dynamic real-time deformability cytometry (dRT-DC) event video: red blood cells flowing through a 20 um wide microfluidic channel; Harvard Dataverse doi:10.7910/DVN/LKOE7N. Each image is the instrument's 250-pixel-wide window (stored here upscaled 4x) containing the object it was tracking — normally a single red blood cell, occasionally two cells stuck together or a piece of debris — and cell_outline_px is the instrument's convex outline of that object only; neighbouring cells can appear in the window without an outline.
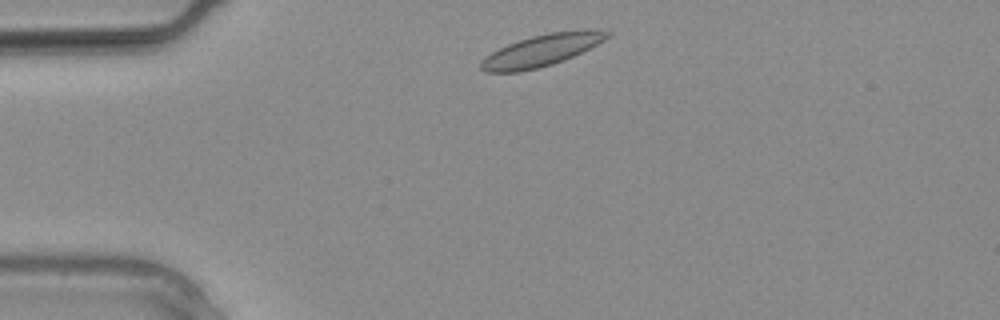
{"species": "common noctule bat (a hibernating species)", "species_latin": "Nyctalus noctula", "temperature_condition": "warm", "stored_images_in_passage": 3, "camera_frame_rate_fps": 3000, "um_per_image_px": 0.085, "animal": {"sex": "male", "body_mass_g": 20.4}, "frame": {"image": 1, "passage_image": 1, "time_ms": 0.0, "image_size_px": [1000, 320], "cell_outline_px": [[612, 32], [604, 40], [564, 60], [552, 64], [520, 72], [484, 72], [480, 68], [480, 60], [484, 56], [508, 44], [532, 36], [548, 32], [584, 28], [592, 28]], "centroid_in_image_um": [46.03, 4.26], "position_along_channel_um": 39.0, "area_um2": 23.41}}